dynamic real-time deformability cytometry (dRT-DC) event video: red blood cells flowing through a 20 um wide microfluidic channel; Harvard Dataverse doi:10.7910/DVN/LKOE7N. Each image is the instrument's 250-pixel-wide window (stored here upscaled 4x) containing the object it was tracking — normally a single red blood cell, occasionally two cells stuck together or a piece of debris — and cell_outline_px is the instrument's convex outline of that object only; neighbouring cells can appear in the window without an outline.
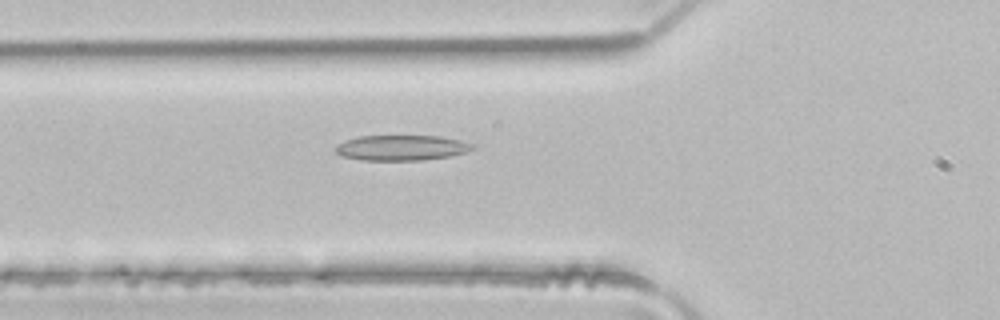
{"species": "common noctule bat (a hibernating species)", "species_latin": "Nyctalus noctula", "temperature_condition": "room temperature", "stored_images_in_passage": 47, "camera_frame_rate_fps": 3000, "um_per_image_px": 0.085, "animal": {"sex": "male", "body_mass_g": 21.5, "forearm_length_mm": 52.0}, "frame": {"image": 1, "passage_image": 15, "time_ms": 4.667, "image_size_px": [1000, 320], "cell_outline_px": [[476, 148], [468, 152], [448, 156], [424, 160], [360, 160], [344, 156], [336, 152], [332, 148], [336, 144], [344, 140], [360, 136], [440, 136], [460, 140], [476, 144]], "centroid_in_image_um": [34.14, 12.55], "position_along_channel_um": 91.7, "area_um2": 20.46}}
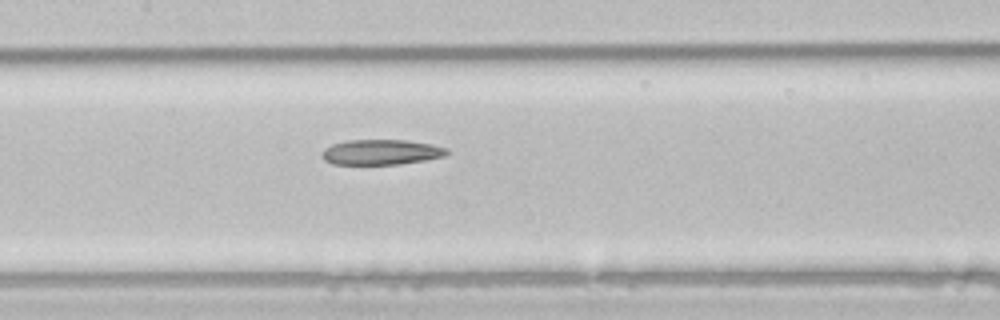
{"frame": {"image": 2, "passage_image": 21, "time_ms": 6.667, "image_size_px": [1000, 320], "cell_outline_px": [[452, 152], [444, 156], [424, 160], [400, 164], [332, 164], [324, 160], [320, 156], [320, 152], [324, 148], [332, 144], [348, 140], [408, 140], [432, 144], [448, 148]], "centroid_in_image_um": [32.4, 12.93], "position_along_channel_um": 175.0, "area_um2": 18.61}}
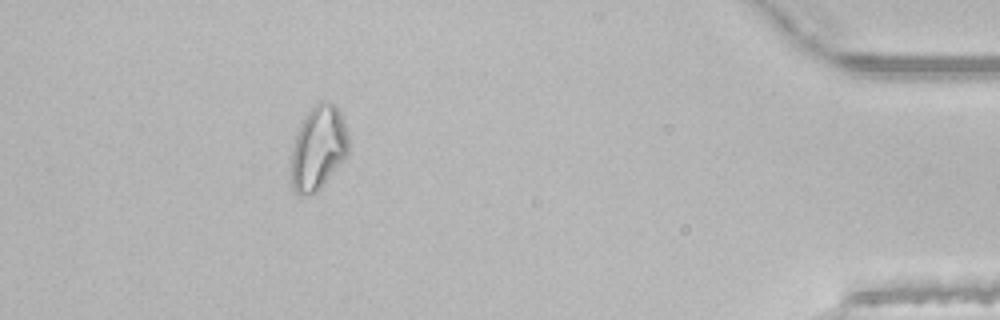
{"frame": {"image": 3, "passage_image": 42, "time_ms": 13.667, "image_size_px": [1000, 320], "cell_outline_px": [[348, 152], [320, 188], [316, 192], [300, 196], [292, 188], [288, 180], [292, 148], [300, 124], [304, 116], [320, 100], [328, 100], [340, 112], [344, 120], [348, 136]], "centroid_in_image_um": [27.0, 12.59], "position_along_channel_um": 408.2, "area_um2": 28.15}}